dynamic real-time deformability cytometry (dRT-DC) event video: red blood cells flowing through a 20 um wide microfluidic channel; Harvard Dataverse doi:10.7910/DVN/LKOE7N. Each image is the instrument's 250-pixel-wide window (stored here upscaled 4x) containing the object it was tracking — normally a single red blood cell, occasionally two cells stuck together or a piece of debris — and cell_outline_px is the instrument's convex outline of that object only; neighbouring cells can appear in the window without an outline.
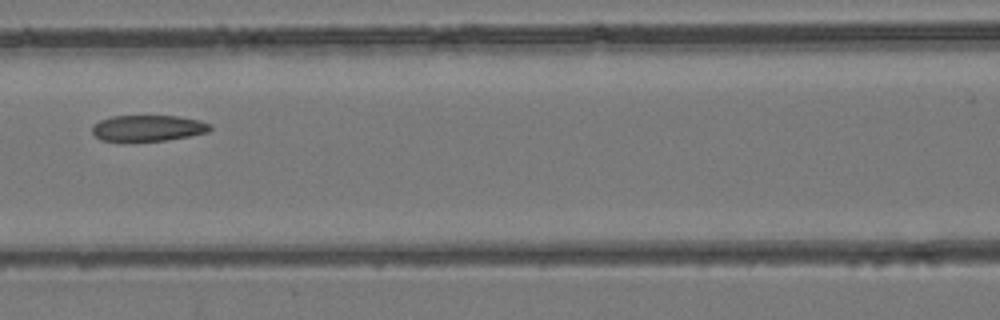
{"species": "common noctule bat (a hibernating species)", "species_latin": "Nyctalus noctula", "temperature_condition": "room temperature", "stored_images_in_passage": 4, "camera_frame_rate_fps": 3000, "um_per_image_px": 0.085, "animal": {"sex": "female", "body_mass_g": 24.6, "forearm_length_mm": 56.2}, "frame": {"image": 1, "passage_image": 4, "time_ms": 4.333, "image_size_px": [1000, 320], "cell_outline_px": [[212, 128], [208, 132], [188, 136], [164, 140], [100, 140], [92, 132], [92, 124], [100, 120], [112, 116], [176, 116], [200, 120], [212, 124]], "centroid_in_image_um": [12.59, 10.87], "position_along_channel_um": 154.0, "area_um2": 17.69}}